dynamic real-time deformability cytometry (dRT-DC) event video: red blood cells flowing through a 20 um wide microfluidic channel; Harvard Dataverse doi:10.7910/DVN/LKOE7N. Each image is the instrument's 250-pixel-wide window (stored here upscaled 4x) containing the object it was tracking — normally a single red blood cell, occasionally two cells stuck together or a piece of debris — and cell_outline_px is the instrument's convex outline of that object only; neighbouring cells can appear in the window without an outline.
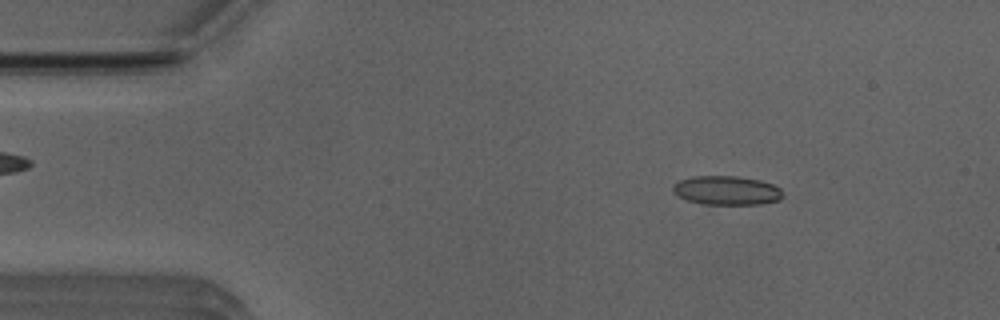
{"species": "Egyptian fruit bat (a non-hibernating species)", "species_latin": "Rousettus aegyptiacus", "temperature_condition": "room temperature", "stored_images_in_passage": 47, "camera_frame_rate_fps": 3000, "um_per_image_px": 0.085, "animal": {"sex": "male"}, "frame": {"image": 1, "passage_image": 3, "time_ms": 0.667, "image_size_px": [1000, 320], "cell_outline_px": [[784, 196], [780, 200], [760, 204], [704, 204], [688, 200], [672, 192], [672, 184], [680, 180], [692, 176], [736, 176], [760, 180], [772, 184], [780, 188], [784, 192]], "centroid_in_image_um": [61.78, 16.18], "position_along_channel_um": 23.2, "area_um2": 18.67}}
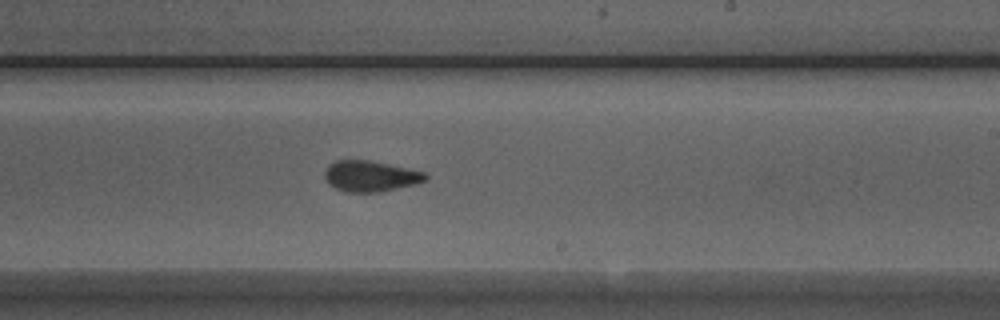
{"frame": {"image": 2, "passage_image": 26, "time_ms": 8.333, "image_size_px": [1000, 320], "cell_outline_px": [[428, 180], [416, 184], [380, 192], [348, 192], [336, 188], [328, 184], [324, 176], [324, 172], [328, 164], [336, 160], [368, 160], [388, 164], [424, 172], [428, 176]], "centroid_in_image_um": [31.47, 14.97], "position_along_channel_um": 257.5, "area_um2": 18.15}}
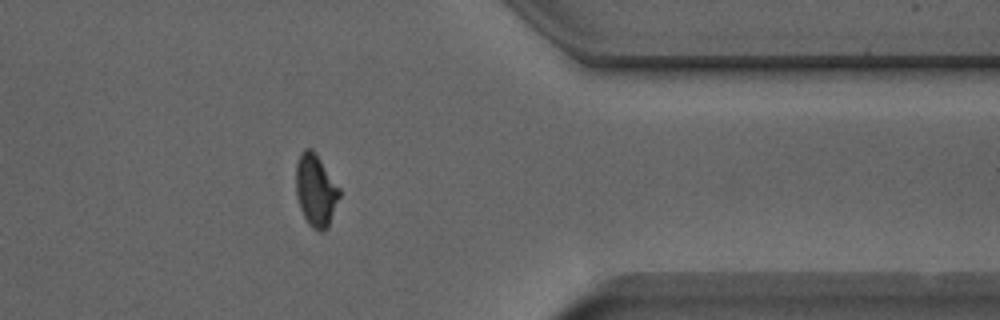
{"frame": {"image": 3, "passage_image": 37, "time_ms": 12.0, "image_size_px": [1000, 320], "cell_outline_px": [[340, 196], [328, 228], [320, 232], [312, 228], [308, 224], [300, 208], [296, 192], [296, 160], [300, 152], [304, 148], [312, 148], [316, 152], [340, 188]], "centroid_in_image_um": [26.84, 16.15], "position_along_channel_um": 384.6, "area_um2": 18.55}, "authors_computed_cell_mechanics": {"area_um2": 18.207, "velocity_mm_per_s": 3.9472, "shape_relaxation_time_tau1_ms": 7.5152, "shape_relaxation_time_tau2_ms": 1.3901, "deformation_change_tau1": 0.1541, "deformation_change_tau2": 0.0871}}